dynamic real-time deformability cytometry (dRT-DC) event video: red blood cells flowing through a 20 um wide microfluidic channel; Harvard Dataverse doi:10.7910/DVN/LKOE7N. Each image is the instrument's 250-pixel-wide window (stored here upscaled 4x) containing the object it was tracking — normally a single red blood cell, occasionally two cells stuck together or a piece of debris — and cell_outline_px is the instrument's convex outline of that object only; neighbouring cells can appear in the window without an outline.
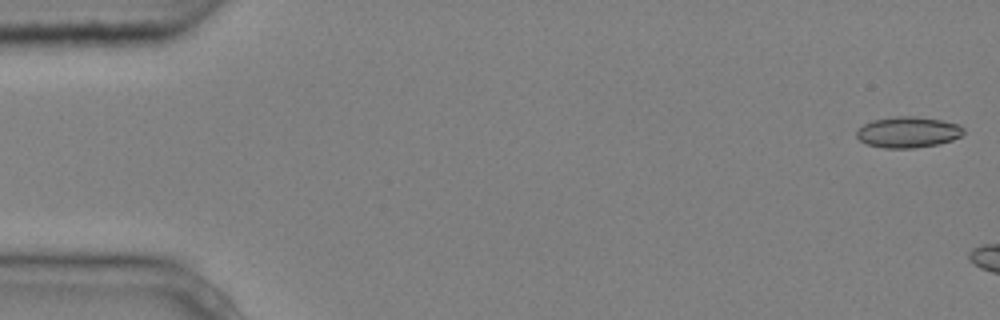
{"species": "common noctule bat (a hibernating species)", "species_latin": "Nyctalus noctula", "temperature_condition": "cold", "stored_images_in_passage": 3, "camera_frame_rate_fps": 3000, "um_per_image_px": 0.085, "animal": {"sex": "male", "body_mass_g": 20.4}, "frame": {"image": 1, "passage_image": 1, "time_ms": 0.0, "image_size_px": [1000, 320], "cell_outline_px": [[964, 132], [960, 136], [952, 140], [940, 144], [916, 148], [884, 148], [868, 144], [860, 140], [856, 136], [856, 132], [864, 124], [872, 120], [896, 116], [912, 116], [940, 120], [956, 124], [964, 128]], "centroid_in_image_um": [77.18, 11.24], "position_along_channel_um": 7.8, "area_um2": 19.19}}